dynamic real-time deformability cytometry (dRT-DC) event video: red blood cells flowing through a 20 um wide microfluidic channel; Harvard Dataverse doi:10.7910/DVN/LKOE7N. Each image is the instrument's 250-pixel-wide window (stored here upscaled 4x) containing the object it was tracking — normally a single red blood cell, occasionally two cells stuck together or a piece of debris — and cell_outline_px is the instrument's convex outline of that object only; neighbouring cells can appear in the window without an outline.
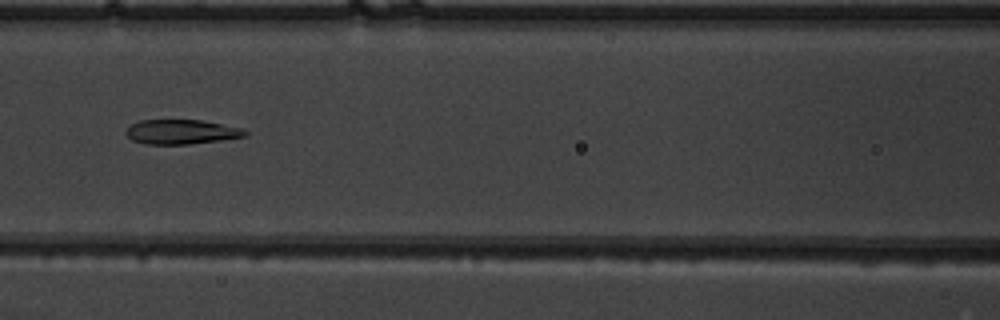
{"species": "common noctule bat (a hibernating species)", "species_latin": "Nyctalus noctula", "temperature_condition": "warm", "stored_images_in_passage": 50, "camera_frame_rate_fps": 3000, "um_per_image_px": 0.085, "animal": {"sex": "male", "body_mass_g": 19.5, "forearm_length_mm": 54.6}, "frame": {"image": 1, "passage_image": 23, "time_ms": 7.333, "image_size_px": [1000, 320], "cell_outline_px": [[248, 136], [220, 140], [188, 144], [144, 144], [132, 140], [124, 132], [132, 124], [140, 120], [200, 120], [244, 128], [248, 132]], "centroid_in_image_um": [15.44, 11.21], "position_along_channel_um": 151.2, "area_um2": 17.05}}
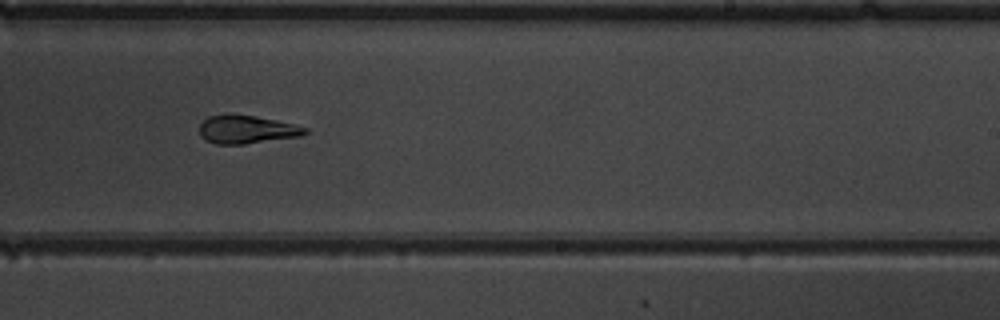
{"frame": {"image": 2, "passage_image": 32, "time_ms": 10.333, "image_size_px": [1000, 320], "cell_outline_px": [[308, 132], [300, 136], [244, 144], [216, 144], [204, 140], [200, 136], [200, 124], [208, 116], [256, 116], [276, 120], [308, 128]], "centroid_in_image_um": [20.97, 11.03], "position_along_channel_um": 268.0, "area_um2": 16.94}}
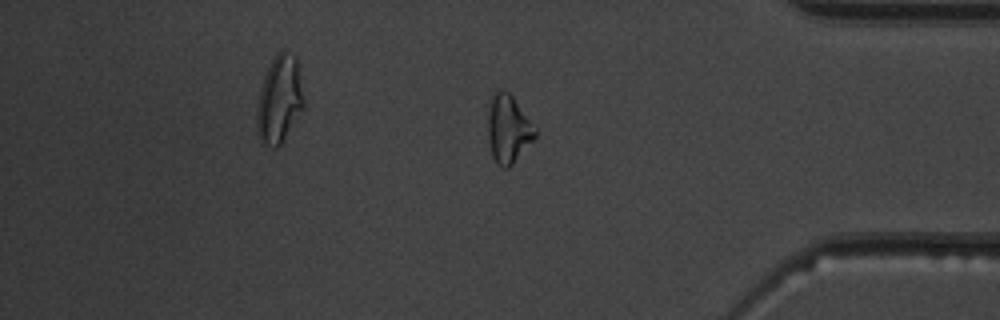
{"frame": {"image": 3, "passage_image": 43, "time_ms": 14.0, "image_size_px": [1000, 320], "cell_outline_px": [[536, 136], [512, 164], [508, 168], [504, 168], [496, 164], [492, 156], [488, 136], [488, 112], [492, 96], [500, 88], [504, 88], [512, 96], [536, 128]], "centroid_in_image_um": [43.18, 10.96], "position_along_channel_um": 392.0, "area_um2": 18.5}}